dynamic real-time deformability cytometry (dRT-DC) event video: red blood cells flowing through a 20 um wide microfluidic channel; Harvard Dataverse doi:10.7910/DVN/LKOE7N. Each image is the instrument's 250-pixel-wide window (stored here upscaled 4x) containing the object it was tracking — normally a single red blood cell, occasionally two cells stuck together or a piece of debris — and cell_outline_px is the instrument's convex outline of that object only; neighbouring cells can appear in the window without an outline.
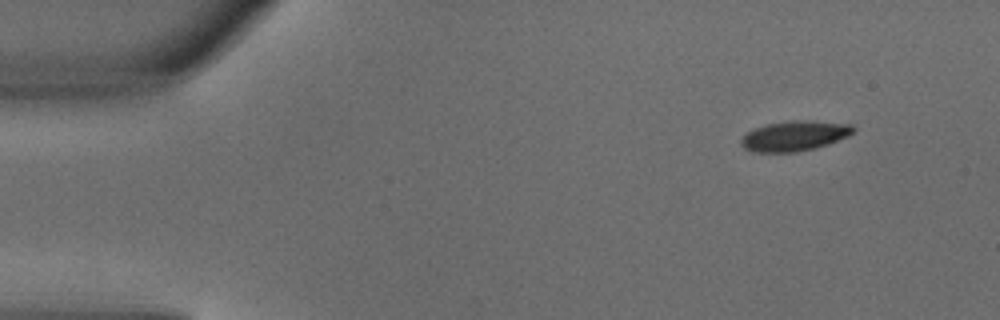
{"species": "common noctule bat (a hibernating species)", "species_latin": "Nyctalus noctula", "temperature_condition": "warm", "stored_images_in_passage": 3, "camera_frame_rate_fps": 3000, "um_per_image_px": 0.085, "animal": {"sex": "male", "body_mass_g": 18.8}, "frame": {"image": 1, "passage_image": 1, "time_ms": 0.0, "image_size_px": [1000, 320], "cell_outline_px": [[856, 128], [848, 136], [828, 144], [816, 148], [796, 152], [752, 152], [744, 148], [740, 144], [740, 140], [748, 132], [756, 128], [768, 124], [792, 120], [812, 120], [852, 124]], "centroid_in_image_um": [67.55, 11.55], "position_along_channel_um": 17.4, "area_um2": 19.71}}
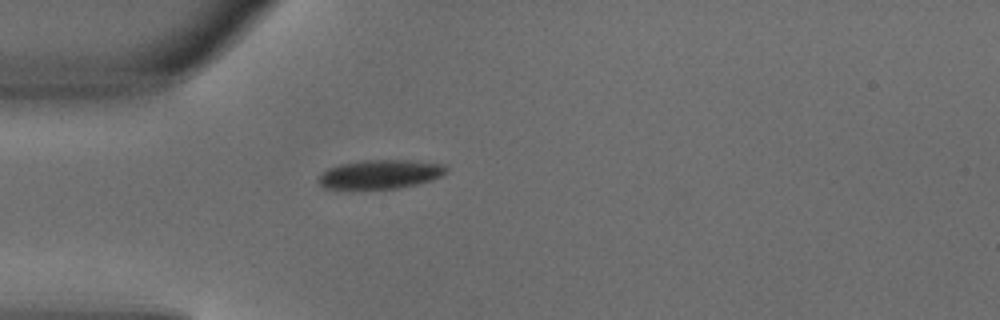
{"frame": {"image": 2, "passage_image": 3, "time_ms": 0.667, "image_size_px": [1000, 320], "cell_outline_px": [[448, 172], [432, 180], [416, 184], [396, 188], [352, 192], [324, 188], [316, 180], [316, 176], [328, 168], [340, 164], [360, 160], [416, 160], [444, 164], [448, 168]], "centroid_in_image_um": [32.23, 14.85], "position_along_channel_um": 52.8, "area_um2": 22.72}}